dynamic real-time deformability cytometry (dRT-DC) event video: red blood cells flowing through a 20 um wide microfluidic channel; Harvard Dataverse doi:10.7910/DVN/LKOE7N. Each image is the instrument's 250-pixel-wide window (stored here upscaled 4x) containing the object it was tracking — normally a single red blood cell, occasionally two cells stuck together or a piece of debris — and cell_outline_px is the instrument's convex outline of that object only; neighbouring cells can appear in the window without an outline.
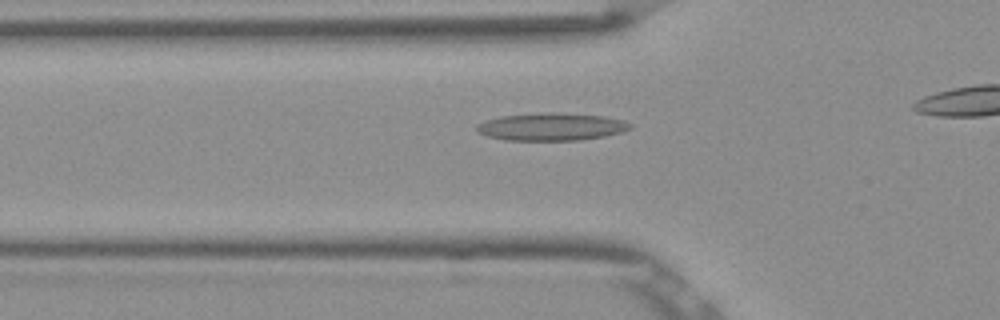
{"species": "Egyptian fruit bat (a non-hibernating species)", "species_latin": "Rousettus aegyptiacus", "temperature_condition": "room temperature", "stored_images_in_passage": 33, "camera_frame_rate_fps": 3000, "um_per_image_px": 0.085, "frame": {"image": 1, "passage_image": 8, "time_ms": 2.333, "image_size_px": [1000, 320], "cell_outline_px": [[632, 128], [620, 132], [604, 136], [580, 140], [504, 140], [488, 136], [476, 132], [476, 124], [500, 116], [548, 112], [604, 116], [624, 120], [632, 124]], "centroid_in_image_um": [46.86, 10.77], "position_along_channel_um": 78.9, "area_um2": 24.57}}
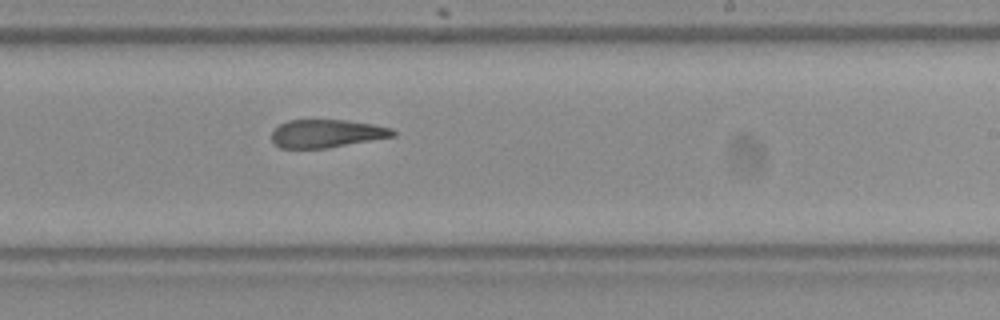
{"frame": {"image": 2, "passage_image": 22, "time_ms": 7.0, "image_size_px": [1000, 320], "cell_outline_px": [[396, 136], [328, 148], [280, 148], [272, 140], [272, 132], [280, 124], [288, 120], [344, 120], [372, 124], [392, 128], [396, 132]], "centroid_in_image_um": [27.78, 11.35], "position_along_channel_um": 261.2, "area_um2": 19.77}}
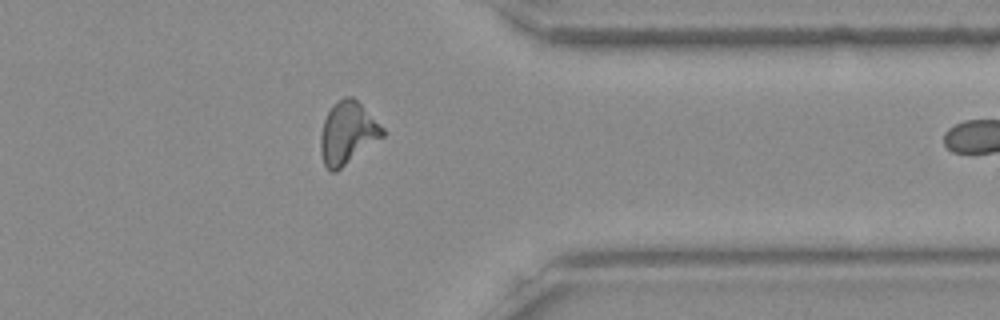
{"frame": {"image": 3, "passage_image": 32, "time_ms": 10.333, "image_size_px": [1000, 320], "cell_outline_px": [[384, 136], [336, 172], [332, 172], [324, 164], [320, 152], [320, 136], [324, 120], [332, 104], [336, 100], [344, 96], [352, 96], [384, 128]], "centroid_in_image_um": [29.52, 11.3], "position_along_channel_um": 381.9, "area_um2": 22.43}}